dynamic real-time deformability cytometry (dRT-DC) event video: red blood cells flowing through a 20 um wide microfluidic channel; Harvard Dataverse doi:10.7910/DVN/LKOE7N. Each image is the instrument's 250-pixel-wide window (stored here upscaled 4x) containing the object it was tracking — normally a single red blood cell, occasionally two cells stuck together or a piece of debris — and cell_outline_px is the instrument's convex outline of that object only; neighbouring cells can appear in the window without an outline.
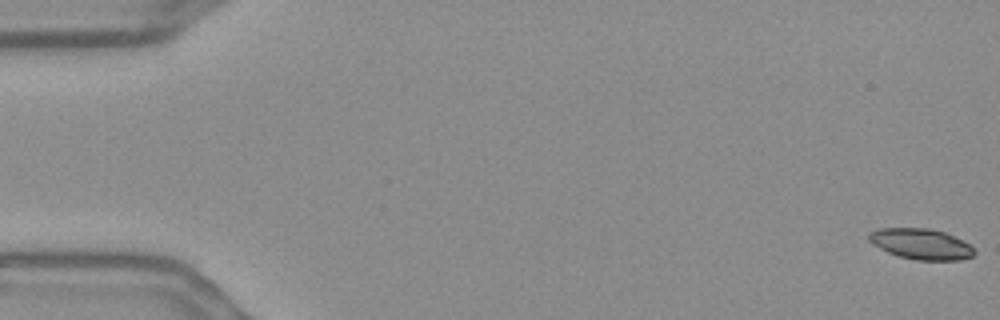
{"species": "Egyptian fruit bat (a non-hibernating species)", "species_latin": "Rousettus aegyptiacus", "temperature_condition": "warm", "stored_images_in_passage": 56, "camera_frame_rate_fps": 3000, "um_per_image_px": 0.085, "frame": {"image": 1, "passage_image": 1, "time_ms": 0.0, "image_size_px": [1000, 320], "cell_outline_px": [[976, 252], [972, 256], [960, 260], [916, 260], [900, 256], [888, 252], [872, 244], [868, 240], [868, 232], [876, 228], [928, 228], [944, 232], [968, 244]], "centroid_in_image_um": [78.23, 20.73], "position_along_channel_um": 6.8, "area_um2": 18.73}}
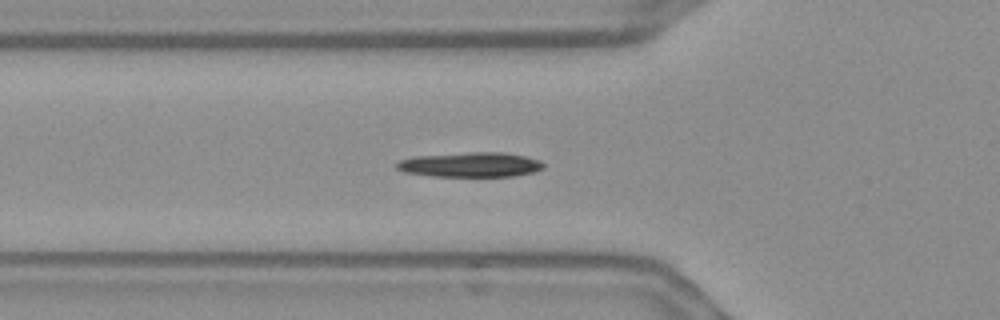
{"frame": {"image": 2, "passage_image": 20, "time_ms": 6.333, "image_size_px": [1000, 320], "cell_outline_px": [[544, 168], [536, 172], [512, 176], [432, 176], [404, 172], [396, 168], [396, 164], [400, 160], [416, 156], [468, 152], [504, 152], [524, 156], [540, 160], [544, 164]], "centroid_in_image_um": [40.02, 13.99], "position_along_channel_um": 85.8, "area_um2": 21.21}}
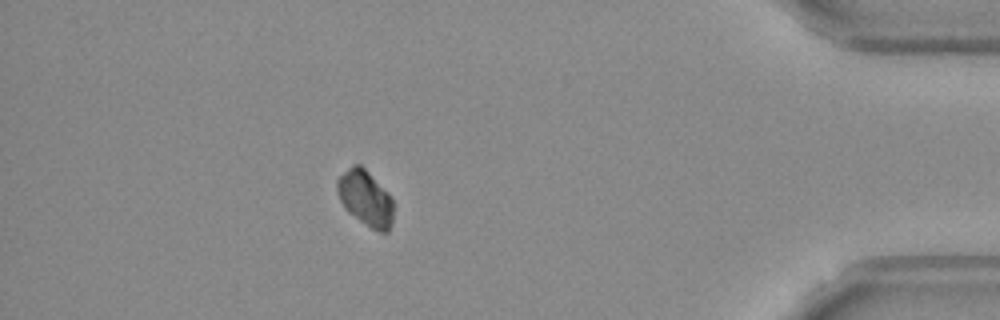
{"frame": {"image": 3, "passage_image": 50, "time_ms": 16.333, "image_size_px": [1000, 320], "cell_outline_px": [[392, 220], [388, 232], [380, 232], [372, 228], [348, 212], [344, 208], [336, 192], [336, 180], [352, 164], [360, 164], [388, 192], [392, 200]], "centroid_in_image_um": [31.03, 16.83], "position_along_channel_um": 404.2, "area_um2": 17.98}, "authors_computed_cell_mechanics": {"area_um2": 19.7965, "velocity_mm_per_s": 3.6493, "shape_relaxation_time_tau1_ms": 1.5413, "shape_relaxation_time_tau2_ms": null, "deformation_change_tau1": 0.0732, "deformation_change_tau2": null}}